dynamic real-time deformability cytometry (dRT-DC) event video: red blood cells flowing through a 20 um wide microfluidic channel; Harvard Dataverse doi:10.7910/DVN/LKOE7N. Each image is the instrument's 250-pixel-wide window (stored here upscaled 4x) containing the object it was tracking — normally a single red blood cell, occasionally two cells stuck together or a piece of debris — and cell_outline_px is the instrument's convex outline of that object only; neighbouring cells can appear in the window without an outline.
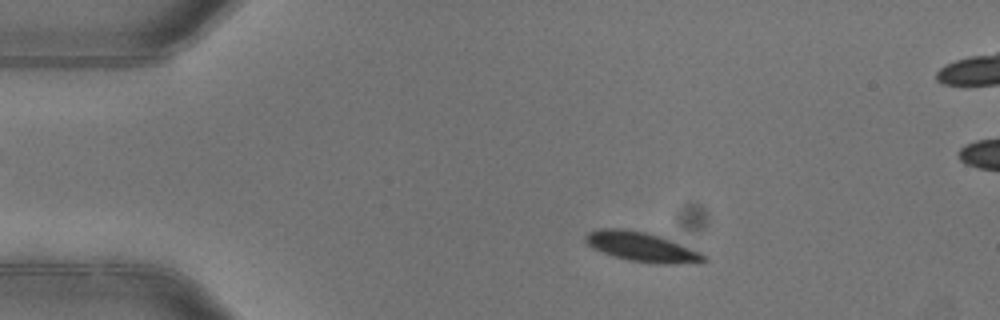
{"species": "common noctule bat (a hibernating species)", "species_latin": "Nyctalus noctula", "temperature_condition": "warm", "stored_images_in_passage": 7, "camera_frame_rate_fps": 3000, "um_per_image_px": 0.085, "animal": {"sex": "female"}, "frame": {"image": 1, "passage_image": 3, "time_ms": 0.667, "image_size_px": [1000, 320], "cell_outline_px": [[708, 260], [672, 264], [664, 264], [628, 260], [612, 256], [592, 248], [584, 240], [584, 236], [588, 232], [600, 228], [620, 228], [644, 232], [660, 236], [704, 252], [708, 256]], "centroid_in_image_um": [54.55, 20.98], "position_along_channel_um": 30.5, "area_um2": 20.4}}